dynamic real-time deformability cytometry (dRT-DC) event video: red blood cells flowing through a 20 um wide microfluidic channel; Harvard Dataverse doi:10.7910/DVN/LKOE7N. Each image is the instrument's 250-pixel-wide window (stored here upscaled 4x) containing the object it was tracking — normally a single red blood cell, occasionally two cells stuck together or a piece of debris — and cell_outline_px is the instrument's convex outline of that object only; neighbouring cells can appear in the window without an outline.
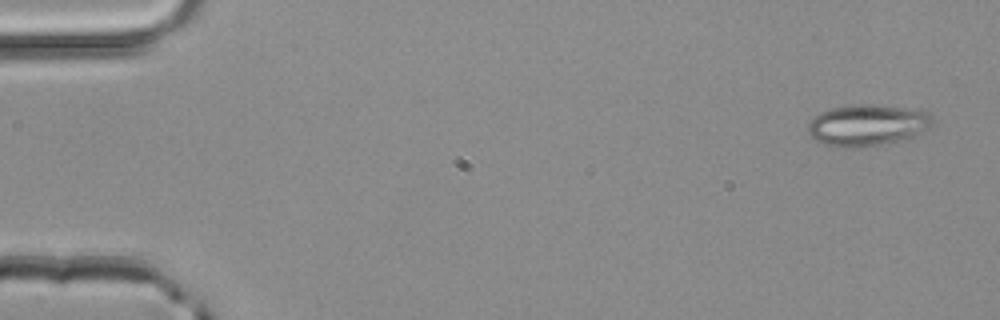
{"species": "common noctule bat (a hibernating species)", "species_latin": "Nyctalus noctula", "temperature_condition": "room temperature", "stored_images_in_passage": 3, "camera_frame_rate_fps": 3000, "um_per_image_px": 0.085, "animal": {"sex": "male", "body_mass_g": 20.4}, "frame": {"image": 1, "passage_image": 1, "time_ms": 0.0, "image_size_px": [1000, 320], "cell_outline_px": [[932, 124], [928, 128], [896, 144], [860, 148], [840, 148], [824, 144], [816, 140], [808, 132], [808, 124], [812, 116], [820, 112], [832, 108], [856, 104], [868, 104], [924, 108], [932, 116]], "centroid_in_image_um": [73.77, 10.64], "position_along_channel_um": 11.2, "area_um2": 31.04}}
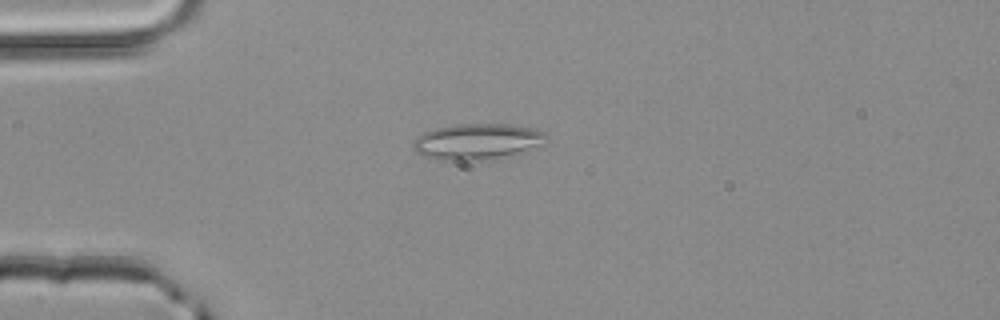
{"frame": {"image": 2, "passage_image": 3, "time_ms": 0.667, "image_size_px": [1000, 320], "cell_outline_px": [[548, 136], [540, 144], [516, 156], [492, 160], [436, 160], [424, 156], [416, 152], [412, 148], [412, 140], [416, 136], [424, 132], [436, 128], [456, 124], [512, 124], [532, 128], [544, 132]], "centroid_in_image_um": [40.54, 12.05], "position_along_channel_um": 44.5, "area_um2": 28.44}}